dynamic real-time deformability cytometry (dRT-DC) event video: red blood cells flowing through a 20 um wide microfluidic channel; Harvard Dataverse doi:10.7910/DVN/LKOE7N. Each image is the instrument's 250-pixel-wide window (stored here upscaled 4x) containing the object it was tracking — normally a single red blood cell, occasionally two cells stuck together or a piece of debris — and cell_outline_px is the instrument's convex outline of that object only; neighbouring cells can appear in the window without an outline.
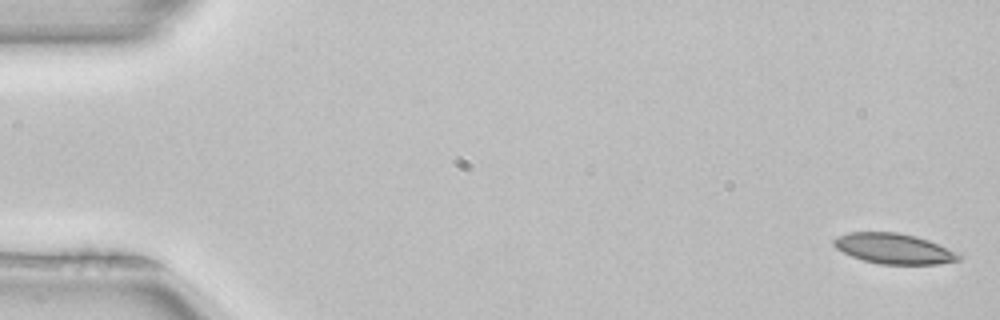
{"species": "common noctule bat (a hibernating species)", "species_latin": "Nyctalus noctula", "temperature_condition": "room temperature", "stored_images_in_passage": 4, "camera_frame_rate_fps": 3000, "um_per_image_px": 0.085, "animal": {"sex": "female", "body_mass_g": 22.7, "forearm_length_mm": 54.2}, "frame": {"image": 1, "passage_image": 1, "time_ms": 0.0, "image_size_px": [1000, 320], "cell_outline_px": [[964, 256], [960, 260], [940, 264], [880, 264], [864, 260], [852, 256], [836, 248], [832, 244], [832, 240], [836, 236], [848, 232], [896, 232], [916, 236], [928, 240]], "centroid_in_image_um": [75.96, 21.13], "position_along_channel_um": 9.0, "area_um2": 22.08}}
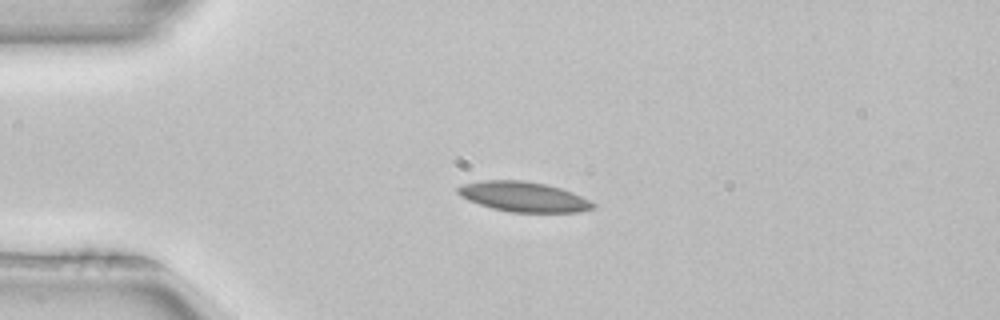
{"frame": {"image": 2, "passage_image": 3, "time_ms": 0.667, "image_size_px": [1000, 320], "cell_outline_px": [[596, 204], [592, 208], [580, 212], [508, 212], [492, 208], [468, 200], [460, 196], [456, 192], [456, 188], [464, 184], [480, 180], [524, 180], [544, 184], [560, 188], [572, 192]], "centroid_in_image_um": [44.46, 16.72], "position_along_channel_um": 40.5, "area_um2": 23.52}}